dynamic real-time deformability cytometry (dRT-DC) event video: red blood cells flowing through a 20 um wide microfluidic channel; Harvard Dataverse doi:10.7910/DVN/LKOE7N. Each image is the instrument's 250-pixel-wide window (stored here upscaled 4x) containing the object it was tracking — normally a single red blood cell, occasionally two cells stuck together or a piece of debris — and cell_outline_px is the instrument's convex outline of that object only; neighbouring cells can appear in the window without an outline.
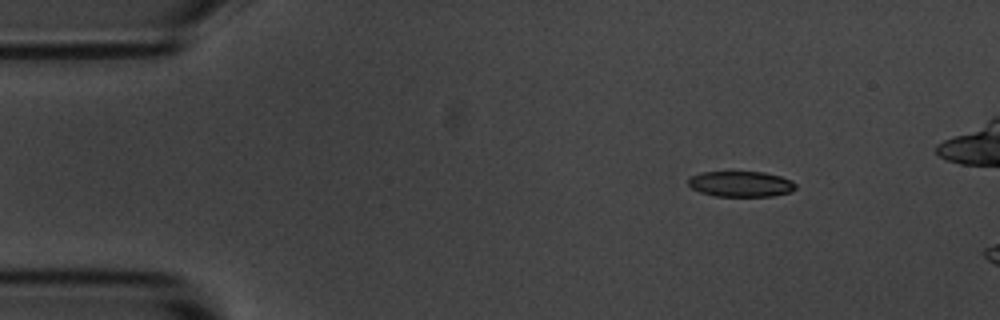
{"species": "common noctule bat (a hibernating species)", "species_latin": "Nyctalus noctula", "temperature_condition": "room temperature", "stored_images_in_passage": 4, "camera_frame_rate_fps": 3000, "um_per_image_px": 0.085, "animal": {"sex": "male", "body_mass_g": 20.1, "forearm_length_mm": 53.5}, "frame": {"image": 1, "passage_image": 2, "time_ms": 1.0, "image_size_px": [1000, 320], "cell_outline_px": [[796, 188], [792, 192], [772, 196], [716, 196], [700, 192], [692, 188], [688, 184], [688, 176], [700, 172], [764, 172], [780, 176], [792, 180], [796, 184]], "centroid_in_image_um": [62.97, 15.63], "position_along_channel_um": 22.0, "area_um2": 16.18}}